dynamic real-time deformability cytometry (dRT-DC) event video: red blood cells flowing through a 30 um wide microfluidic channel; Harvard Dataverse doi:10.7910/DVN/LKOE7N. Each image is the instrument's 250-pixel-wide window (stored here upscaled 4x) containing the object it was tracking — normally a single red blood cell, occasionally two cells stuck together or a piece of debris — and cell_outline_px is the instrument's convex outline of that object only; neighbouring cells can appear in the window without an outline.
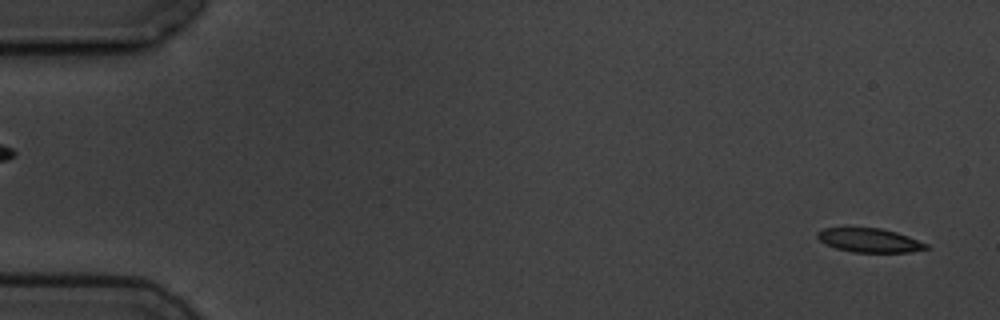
{"species": "common noctule bat (a hibernating species)", "species_latin": "Nyctalus noctula", "temperature_condition": "cold", "stored_images_in_passage": 7, "camera_frame_rate_fps": 3000, "um_per_image_px": 0.085, "animal": {"sex": "male", "body_mass_g": 19.5, "forearm_length_mm": 54.6}, "frame": {"image": 1, "passage_image": 1, "time_ms": 0.0, "image_size_px": [1000, 320], "cell_outline_px": [[928, 248], [912, 252], [852, 252], [836, 248], [824, 244], [816, 236], [816, 232], [824, 228], [880, 228], [896, 232], [908, 236], [928, 244]], "centroid_in_image_um": [73.89, 20.43], "position_along_channel_um": 11.1, "area_um2": 15.14}}
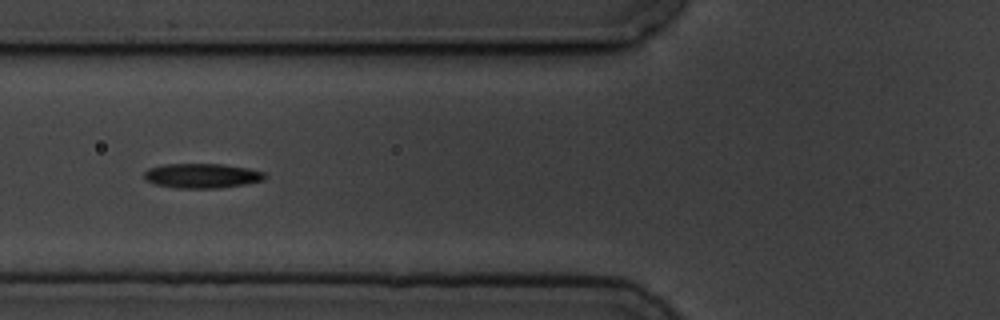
{"frame": {"image": 2, "passage_image": 6, "time_ms": 6.333, "image_size_px": [1000, 320], "cell_outline_px": [[268, 176], [264, 180], [244, 184], [220, 188], [176, 188], [156, 184], [144, 180], [144, 172], [148, 168], [164, 164], [220, 164], [248, 168], [264, 172]], "centroid_in_image_um": [17.16, 14.94], "position_along_channel_um": 108.6, "area_um2": 17.4}}
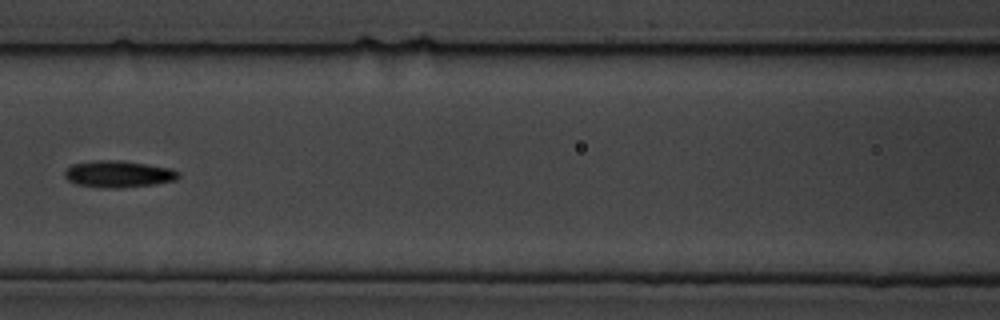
{"frame": {"image": 3, "passage_image": 7, "time_ms": 7.667, "image_size_px": [1000, 320], "cell_outline_px": [[180, 176], [176, 180], [156, 184], [124, 188], [100, 188], [76, 184], [68, 180], [64, 176], [64, 172], [72, 164], [92, 160], [120, 160], [148, 164], [172, 168], [180, 172]], "centroid_in_image_um": [10.09, 14.8], "position_along_channel_um": 156.5, "area_um2": 18.09}}